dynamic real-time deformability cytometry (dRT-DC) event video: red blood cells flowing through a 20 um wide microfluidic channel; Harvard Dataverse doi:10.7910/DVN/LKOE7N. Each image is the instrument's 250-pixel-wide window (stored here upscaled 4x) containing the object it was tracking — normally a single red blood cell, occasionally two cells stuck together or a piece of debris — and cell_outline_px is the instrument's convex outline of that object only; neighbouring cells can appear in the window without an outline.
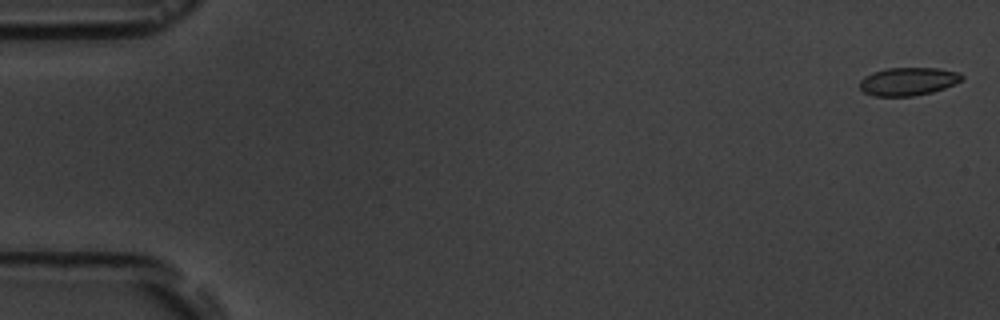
{"species": "common noctule bat (a hibernating species)", "species_latin": "Nyctalus noctula", "temperature_condition": "room temperature", "stored_images_in_passage": 5, "camera_frame_rate_fps": 3000, "um_per_image_px": 0.085, "animal": {"sex": "male", "body_mass_g": 19.5, "forearm_length_mm": 54.6}, "frame": {"image": 1, "passage_image": 1, "time_ms": 0.0, "image_size_px": [1000, 320], "cell_outline_px": [[964, 80], [944, 88], [932, 92], [912, 96], [872, 96], [864, 92], [860, 88], [860, 80], [864, 76], [872, 72], [888, 68], [940, 68], [960, 72], [964, 76]], "centroid_in_image_um": [77.21, 6.91], "position_along_channel_um": 7.8, "area_um2": 16.88}}
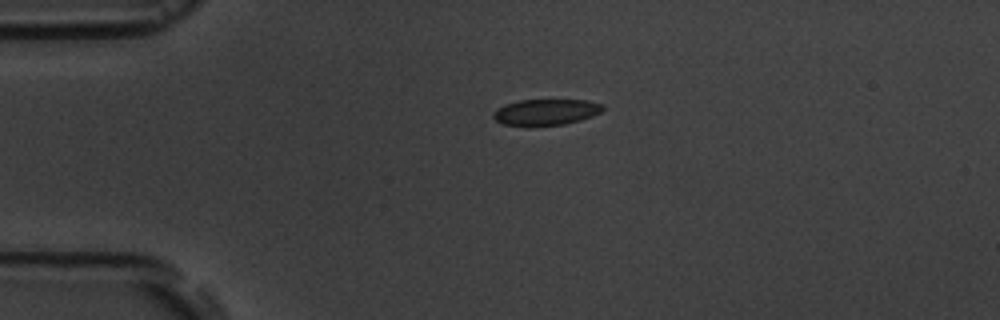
{"frame": {"image": 2, "passage_image": 4, "time_ms": 4.0, "image_size_px": [1000, 320], "cell_outline_px": [[604, 108], [600, 112], [592, 116], [580, 120], [564, 124], [528, 128], [500, 124], [492, 116], [492, 112], [496, 108], [520, 100], [584, 100], [604, 104]], "centroid_in_image_um": [46.34, 9.56], "position_along_channel_um": 38.7, "area_um2": 17.11}}